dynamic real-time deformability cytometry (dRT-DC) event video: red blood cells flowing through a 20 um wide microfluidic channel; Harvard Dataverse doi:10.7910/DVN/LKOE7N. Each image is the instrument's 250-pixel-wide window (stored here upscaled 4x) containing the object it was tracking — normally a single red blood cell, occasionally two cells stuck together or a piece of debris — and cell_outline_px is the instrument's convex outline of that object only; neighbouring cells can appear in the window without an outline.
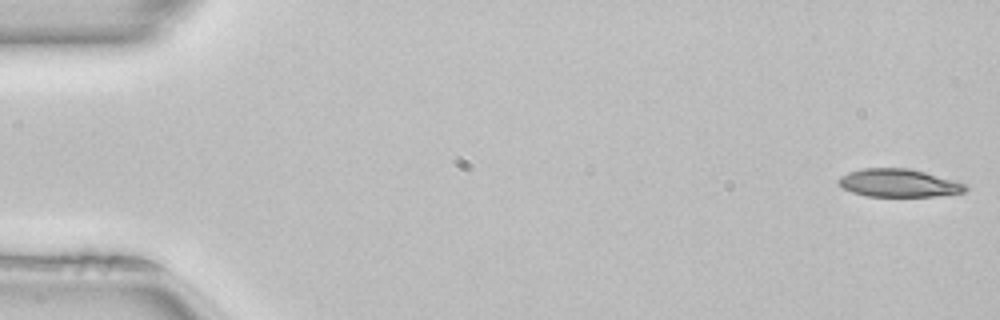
{"species": "common noctule bat (a hibernating species)", "species_latin": "Nyctalus noctula", "temperature_condition": "room temperature", "stored_images_in_passage": 50, "camera_frame_rate_fps": 3000, "um_per_image_px": 0.085, "animal": {"sex": "female", "body_mass_g": 22.7, "forearm_length_mm": 54.2}, "frame": {"image": 1, "passage_image": 1, "time_ms": 0.0, "image_size_px": [1000, 320], "cell_outline_px": [[968, 188], [964, 192], [936, 196], [868, 196], [852, 192], [844, 188], [836, 180], [840, 176], [848, 172], [864, 168], [908, 168], [924, 172], [952, 180], [964, 184]], "centroid_in_image_um": [76.35, 15.55], "position_along_channel_um": 8.7, "area_um2": 20.4}}
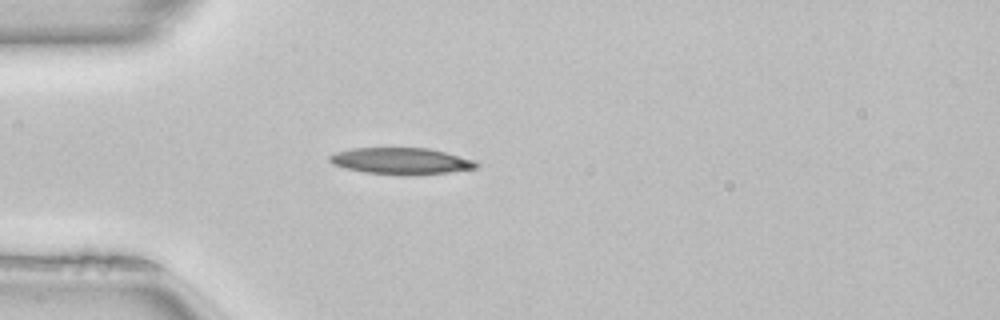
{"frame": {"image": 2, "passage_image": 14, "time_ms": 4.333, "image_size_px": [1000, 320], "cell_outline_px": [[480, 164], [476, 168], [448, 172], [404, 176], [364, 172], [344, 168], [332, 164], [328, 160], [328, 156], [336, 152], [352, 148], [428, 148], [476, 160]], "centroid_in_image_um": [34.07, 13.69], "position_along_channel_um": 50.9, "area_um2": 22.83}}
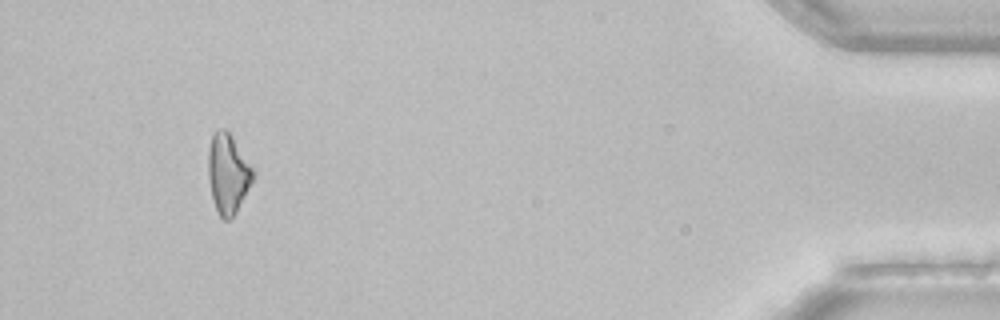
{"frame": {"image": 3, "passage_image": 47, "time_ms": 15.333, "image_size_px": [1000, 320], "cell_outline_px": [[252, 180], [236, 212], [228, 220], [224, 220], [220, 216], [216, 208], [212, 196], [208, 176], [208, 148], [212, 136], [216, 128], [224, 128], [232, 136], [252, 168]], "centroid_in_image_um": [19.33, 14.72], "position_along_channel_um": 415.9, "area_um2": 20.23}}